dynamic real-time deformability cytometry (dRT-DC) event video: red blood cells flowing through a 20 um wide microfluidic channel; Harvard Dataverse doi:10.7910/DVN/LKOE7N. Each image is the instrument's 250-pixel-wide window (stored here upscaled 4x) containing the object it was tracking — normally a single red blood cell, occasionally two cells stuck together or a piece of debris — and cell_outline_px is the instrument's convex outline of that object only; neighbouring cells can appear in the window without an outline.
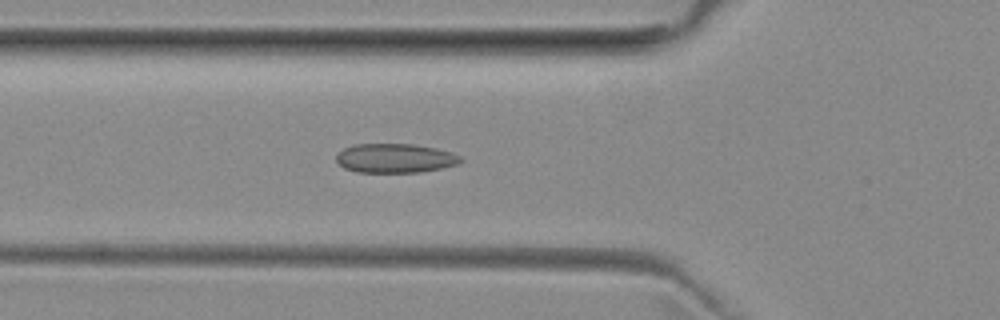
{"species": "common noctule bat (a hibernating species)", "species_latin": "Nyctalus noctula", "temperature_condition": "room temperature", "stored_images_in_passage": 51, "camera_frame_rate_fps": 3000, "um_per_image_px": 0.085, "animal": {"sex": "female", "body_mass_g": 29.2, "forearm_length_mm": 56.3}, "frame": {"image": 1, "passage_image": 18, "time_ms": 5.667, "image_size_px": [1000, 320], "cell_outline_px": [[464, 160], [460, 164], [420, 172], [356, 172], [344, 168], [336, 160], [336, 156], [344, 148], [352, 144], [412, 144], [436, 148], [452, 152], [460, 156]], "centroid_in_image_um": [33.6, 13.44], "position_along_channel_um": 92.2, "area_um2": 21.21}}
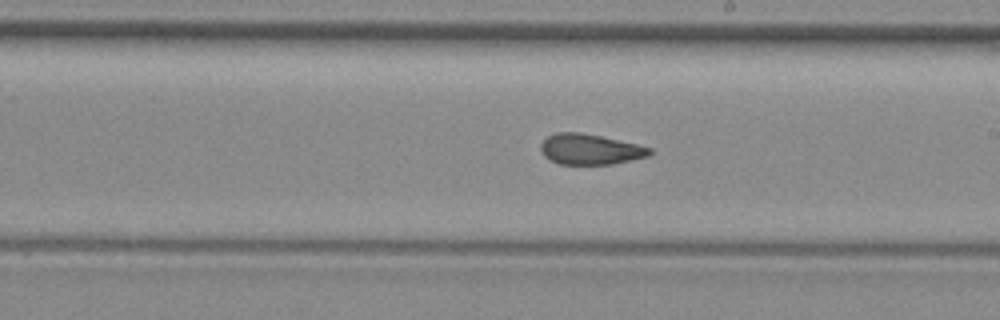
{"frame": {"image": 2, "passage_image": 29, "time_ms": 9.333, "image_size_px": [1000, 320], "cell_outline_px": [[652, 152], [648, 156], [612, 164], [556, 164], [544, 156], [540, 148], [540, 144], [548, 136], [556, 132], [580, 132], [600, 136], [636, 144], [652, 148]], "centroid_in_image_um": [50.12, 12.69], "position_along_channel_um": 238.9, "area_um2": 19.31}}
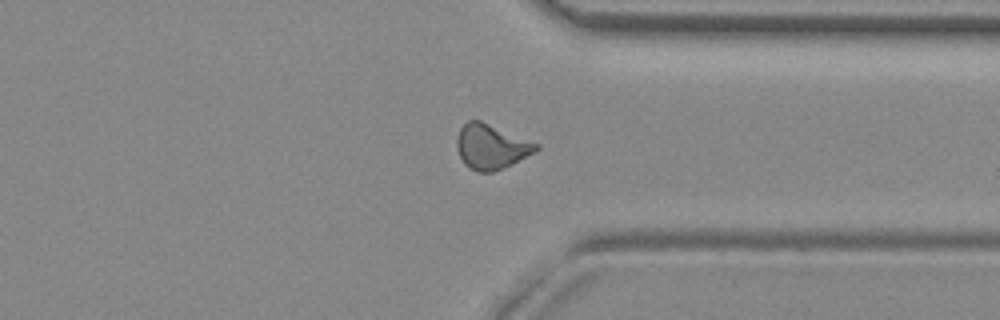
{"frame": {"image": 3, "passage_image": 39, "time_ms": 12.667, "image_size_px": [1000, 320], "cell_outline_px": [[540, 148], [492, 172], [476, 172], [468, 168], [464, 164], [456, 148], [456, 140], [460, 128], [468, 120], [480, 120], [540, 144]], "centroid_in_image_um": [41.69, 12.45], "position_along_channel_um": 369.7, "area_um2": 20.35}, "authors_computed_cell_mechanics": {"area_um2": 20.1722, "velocity_mm_per_s": 3.9882, "shape_relaxation_time_tau1_ms": null, "shape_relaxation_time_tau2_ms": 1.769, "deformation_change_tau1": null, "deformation_change_tau2": 0.0651}}